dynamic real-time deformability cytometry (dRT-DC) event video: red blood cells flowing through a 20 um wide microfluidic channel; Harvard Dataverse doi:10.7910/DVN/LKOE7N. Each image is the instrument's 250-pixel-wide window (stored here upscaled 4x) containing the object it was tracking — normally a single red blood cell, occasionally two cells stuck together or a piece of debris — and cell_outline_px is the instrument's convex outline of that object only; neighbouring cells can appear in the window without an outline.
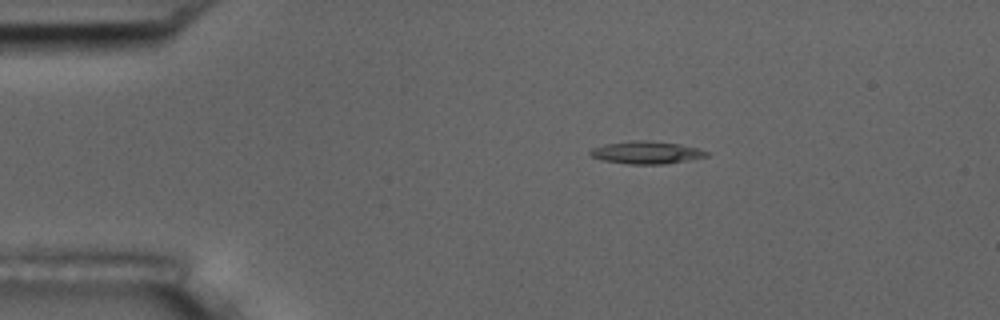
{"species": "common noctule bat (a hibernating species)", "species_latin": "Nyctalus noctula", "temperature_condition": "room temperature", "stored_images_in_passage": 2, "camera_frame_rate_fps": 3000, "um_per_image_px": 0.085, "animal": {"sex": "male", "body_mass_g": 17.5, "forearm_length_mm": 52.3}, "frame": {"image": 1, "passage_image": 1, "time_ms": 0.0, "image_size_px": [1000, 320], "cell_outline_px": [[708, 156], [664, 164], [628, 164], [604, 160], [592, 156], [588, 152], [592, 148], [604, 144], [632, 140], [648, 140], [680, 144], [696, 148], [708, 152]], "centroid_in_image_um": [54.91, 12.95], "position_along_channel_um": 30.1, "area_um2": 15.14}}